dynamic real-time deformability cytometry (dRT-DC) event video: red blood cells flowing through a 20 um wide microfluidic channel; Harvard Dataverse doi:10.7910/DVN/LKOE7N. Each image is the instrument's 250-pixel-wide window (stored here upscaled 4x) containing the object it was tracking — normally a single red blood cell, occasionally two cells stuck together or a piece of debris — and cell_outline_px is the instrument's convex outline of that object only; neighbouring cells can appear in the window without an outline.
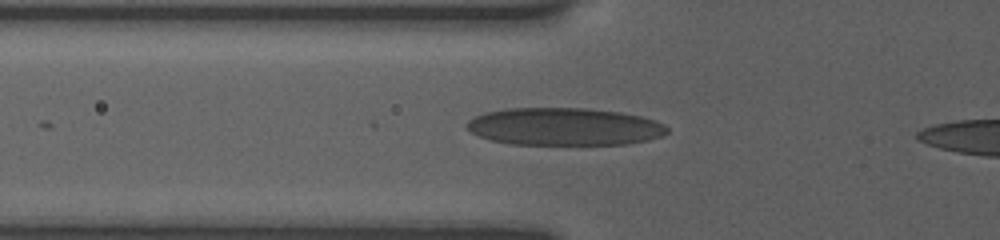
{"species": "human", "species_latin": "Homo sapiens", "temperature_condition": "room temperature", "stored_images_in_passage": 50, "camera_frame_rate_fps": 3000, "um_per_image_px": 0.085, "donor": {"sex": "female"}, "frame": {"image": 1, "passage_image": 2, "time_ms": 0.333, "image_size_px": [1000, 240], "cell_outline_px": [[668, 132], [660, 136], [648, 140], [624, 144], [508, 144], [492, 140], [480, 136], [472, 132], [468, 128], [468, 120], [484, 112], [508, 108], [584, 108], [620, 112], [640, 116], [664, 124], [668, 128]], "centroid_in_image_um": [47.96, 10.76], "position_along_channel_um": 77.8, "area_um2": 43.58}}
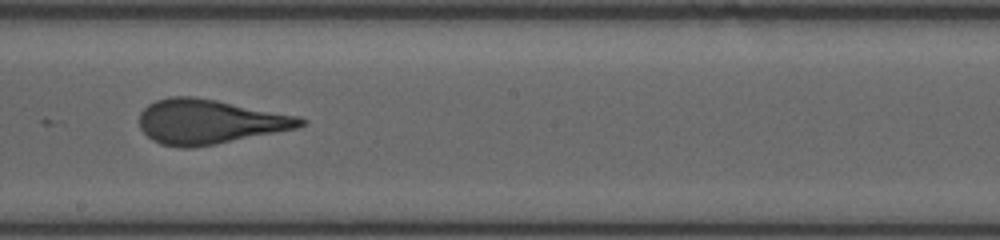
{"frame": {"image": 2, "passage_image": 22, "time_ms": 4.333, "image_size_px": [1000, 240], "cell_outline_px": [[308, 120], [304, 124], [296, 128], [216, 144], [192, 148], [180, 148], [160, 144], [152, 140], [140, 128], [140, 112], [148, 104], [156, 100], [168, 96], [192, 96], [216, 100], [300, 116]], "centroid_in_image_um": [17.78, 10.34], "position_along_channel_um": 230.4, "area_um2": 41.85}}
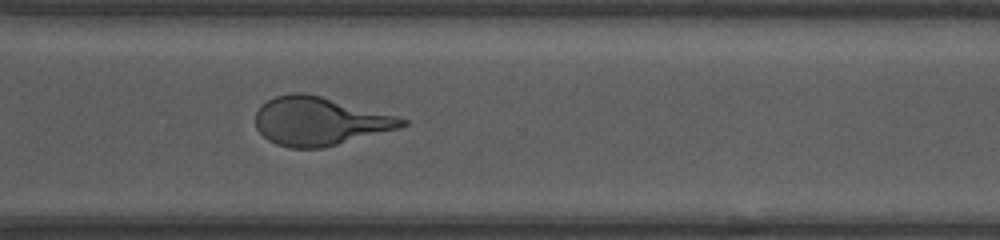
{"frame": {"image": 3, "passage_image": 38, "time_ms": 7.333, "image_size_px": [1000, 240], "cell_outline_px": [[408, 124], [400, 128], [320, 148], [292, 148], [276, 144], [268, 140], [256, 128], [256, 112], [260, 104], [276, 96], [292, 92], [304, 92], [320, 96], [396, 116], [408, 120]], "centroid_in_image_um": [27.12, 10.29], "position_along_channel_um": 343.5, "area_um2": 40.86}}